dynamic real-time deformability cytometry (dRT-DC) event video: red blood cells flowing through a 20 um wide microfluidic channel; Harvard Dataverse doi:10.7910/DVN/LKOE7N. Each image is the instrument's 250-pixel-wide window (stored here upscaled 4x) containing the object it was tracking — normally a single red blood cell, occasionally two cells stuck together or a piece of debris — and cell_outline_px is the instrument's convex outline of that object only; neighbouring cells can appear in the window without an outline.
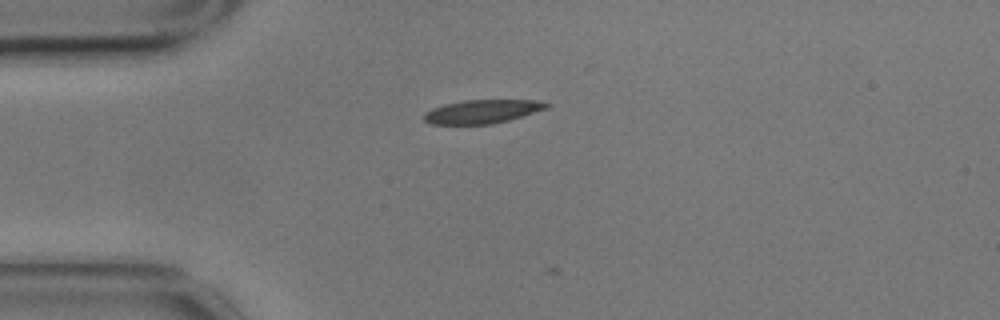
{"species": "common noctule bat (a hibernating species)", "species_latin": "Nyctalus noctula", "temperature_condition": "cold", "stored_images_in_passage": 5, "camera_frame_rate_fps": 3000, "um_per_image_px": 0.085, "animal": {"sex": "male", "body_mass_g": 17.9}, "frame": {"image": 1, "passage_image": 3, "time_ms": 0.667, "image_size_px": [1000, 320], "cell_outline_px": [[552, 104], [548, 108], [508, 120], [492, 124], [432, 124], [424, 120], [424, 112], [432, 108], [444, 104], [464, 100], [536, 100]], "centroid_in_image_um": [40.99, 9.47], "position_along_channel_um": 44.0, "area_um2": 16.82}}